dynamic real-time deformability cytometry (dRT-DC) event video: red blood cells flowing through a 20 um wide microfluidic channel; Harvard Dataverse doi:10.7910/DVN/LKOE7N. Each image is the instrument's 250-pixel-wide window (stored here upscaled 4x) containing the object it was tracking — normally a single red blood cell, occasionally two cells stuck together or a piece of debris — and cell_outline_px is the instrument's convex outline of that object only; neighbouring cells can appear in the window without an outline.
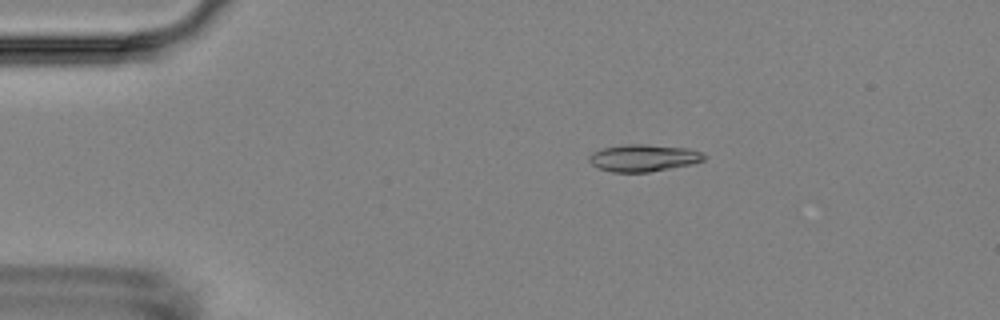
{"species": "Egyptian fruit bat (a non-hibernating species)", "species_latin": "Rousettus aegyptiacus", "temperature_condition": "room temperature", "stored_images_in_passage": 4, "camera_frame_rate_fps": 3000, "um_per_image_px": 0.085, "animal": {"sex": "female"}, "frame": {"image": 1, "passage_image": 1, "time_ms": 0.0, "image_size_px": [1000, 320], "cell_outline_px": [[704, 160], [692, 164], [648, 172], [612, 172], [596, 168], [588, 160], [588, 156], [592, 152], [604, 148], [624, 144], [644, 144], [688, 148], [700, 152], [704, 156]], "centroid_in_image_um": [54.64, 13.42], "position_along_channel_um": 30.4, "area_um2": 18.09}}
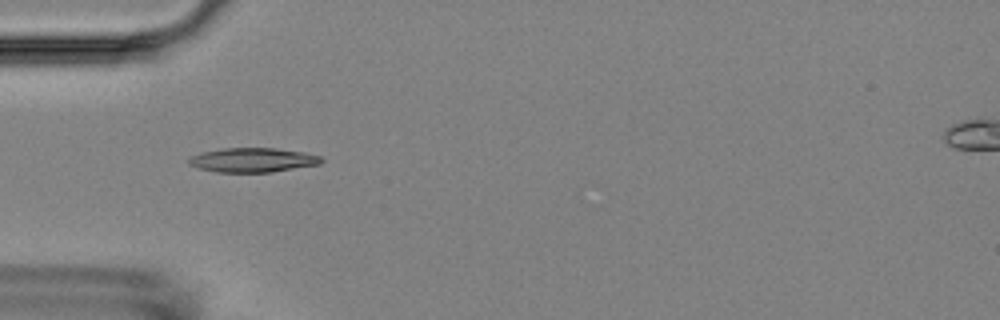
{"frame": {"image": 2, "passage_image": 3, "time_ms": 2.333, "image_size_px": [1000, 320], "cell_outline_px": [[324, 160], [320, 164], [272, 172], [216, 172], [200, 168], [188, 164], [188, 160], [192, 156], [200, 152], [224, 148], [276, 148], [304, 152], [320, 156]], "centroid_in_image_um": [21.49, 13.6], "position_along_channel_um": 63.5, "area_um2": 18.79}}